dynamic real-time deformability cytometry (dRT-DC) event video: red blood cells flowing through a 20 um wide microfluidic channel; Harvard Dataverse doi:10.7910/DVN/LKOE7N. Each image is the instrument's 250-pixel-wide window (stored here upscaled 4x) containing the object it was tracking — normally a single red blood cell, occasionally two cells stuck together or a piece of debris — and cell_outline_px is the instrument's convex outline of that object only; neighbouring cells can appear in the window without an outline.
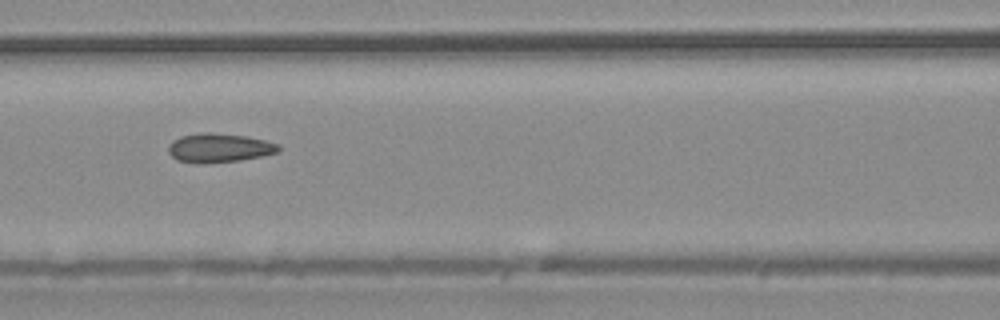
{"species": "common noctule bat (a hibernating species)", "species_latin": "Nyctalus noctula", "temperature_condition": "warm", "stored_images_in_passage": 8, "camera_frame_rate_fps": 3000, "um_per_image_px": 0.085, "animal": {"sex": "male", "body_mass_g": 20.4}, "frame": {"image": 1, "passage_image": 6, "time_ms": 1.667, "image_size_px": [1000, 320], "cell_outline_px": [[280, 148], [276, 152], [264, 156], [240, 160], [204, 164], [176, 160], [168, 152], [168, 144], [172, 140], [180, 136], [200, 132], [208, 132], [244, 136], [264, 140], [280, 144]], "centroid_in_image_um": [18.59, 12.57], "position_along_channel_um": 148.0, "area_um2": 18.73}}
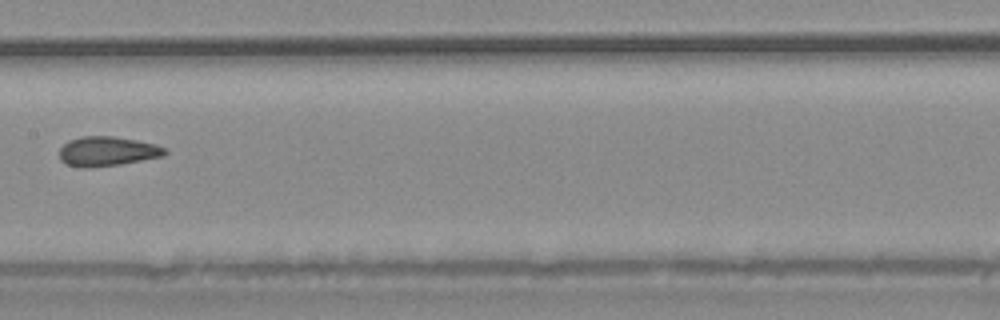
{"frame": {"image": 2, "passage_image": 7, "time_ms": 2.0, "image_size_px": [1000, 320], "cell_outline_px": [[168, 152], [164, 156], [120, 164], [92, 168], [80, 168], [64, 164], [60, 160], [60, 148], [68, 140], [80, 136], [112, 136], [136, 140], [156, 144], [164, 148]], "centroid_in_image_um": [9.08, 12.87], "position_along_channel_um": 198.3, "area_um2": 18.38}}
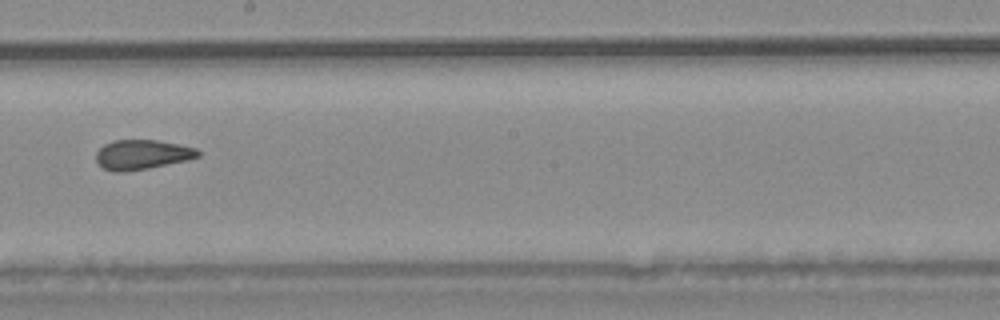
{"frame": {"image": 3, "passage_image": 8, "time_ms": 2.333, "image_size_px": [1000, 320], "cell_outline_px": [[200, 156], [188, 160], [148, 168], [124, 172], [112, 172], [104, 168], [96, 160], [96, 152], [104, 144], [112, 140], [156, 140], [196, 148], [200, 152]], "centroid_in_image_um": [12.06, 13.14], "position_along_channel_um": 236.1, "area_um2": 17.57}}